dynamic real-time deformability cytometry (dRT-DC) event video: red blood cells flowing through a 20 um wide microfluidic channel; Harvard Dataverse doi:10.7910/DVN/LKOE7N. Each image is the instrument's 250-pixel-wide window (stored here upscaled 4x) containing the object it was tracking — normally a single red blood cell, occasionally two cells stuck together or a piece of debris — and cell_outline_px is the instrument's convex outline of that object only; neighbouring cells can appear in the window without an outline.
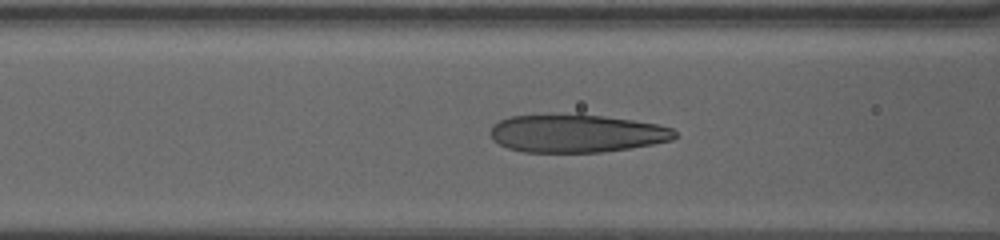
{"species": "human", "species_latin": "Homo sapiens", "temperature_condition": "warm", "stored_images_in_passage": 67, "camera_frame_rate_fps": 3000, "um_per_image_px": 0.085, "donor": {"sex": "female"}, "frame": {"image": 1, "passage_image": 39, "time_ms": 9.333, "image_size_px": [1000, 240], "cell_outline_px": [[676, 136], [672, 140], [652, 144], [628, 148], [600, 152], [524, 152], [508, 148], [492, 140], [488, 132], [492, 124], [500, 120], [512, 116], [552, 112], [576, 112], [632, 120], [656, 124], [672, 128], [676, 132]], "centroid_in_image_um": [48.92, 11.3], "position_along_channel_um": 117.7, "area_um2": 41.79}}
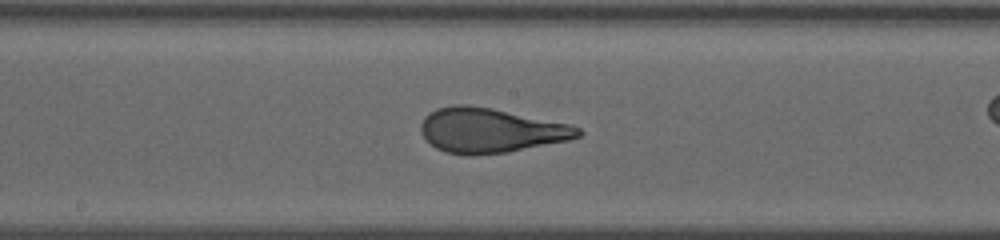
{"frame": {"image": 2, "passage_image": 47, "time_ms": 12.0, "image_size_px": [1000, 240], "cell_outline_px": [[584, 132], [580, 136], [568, 140], [508, 152], [472, 156], [464, 156], [444, 152], [436, 148], [420, 132], [420, 124], [424, 116], [428, 112], [436, 108], [452, 104], [468, 104], [492, 108], [572, 124], [580, 128]], "centroid_in_image_um": [41.67, 11.08], "position_along_channel_um": 206.5, "area_um2": 41.44}}
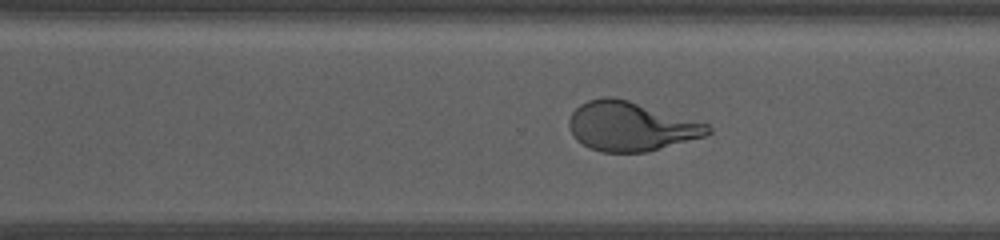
{"frame": {"image": 3, "passage_image": 62, "time_ms": 15.333, "image_size_px": [1000, 240], "cell_outline_px": [[712, 132], [704, 136], [648, 152], [600, 152], [588, 148], [576, 140], [572, 136], [568, 128], [568, 120], [572, 112], [580, 104], [588, 100], [604, 96], [612, 96], [628, 100], [708, 124], [712, 128]], "centroid_in_image_um": [53.56, 10.74], "position_along_channel_um": 317.0, "area_um2": 39.94}}